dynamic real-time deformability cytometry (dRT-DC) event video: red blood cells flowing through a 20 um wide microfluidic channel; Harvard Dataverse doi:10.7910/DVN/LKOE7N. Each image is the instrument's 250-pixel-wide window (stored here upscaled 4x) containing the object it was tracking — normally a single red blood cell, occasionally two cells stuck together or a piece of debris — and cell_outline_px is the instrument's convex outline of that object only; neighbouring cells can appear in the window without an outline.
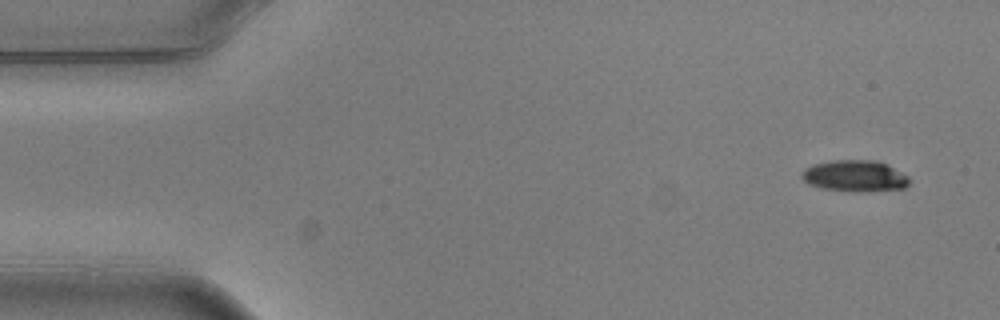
{"species": "common noctule bat (a hibernating species)", "species_latin": "Nyctalus noctula", "temperature_condition": "warm", "stored_images_in_passage": 5, "camera_frame_rate_fps": 3000, "um_per_image_px": 0.085, "animal": {"sex": "male", "body_mass_g": 20.5, "forearm_length_mm": 52.5}, "frame": {"image": 1, "passage_image": 1, "time_ms": 0.0, "image_size_px": [1000, 320], "cell_outline_px": [[908, 184], [904, 188], [868, 192], [852, 192], [820, 188], [808, 184], [800, 176], [804, 168], [812, 164], [832, 160], [876, 160], [888, 164], [908, 176]], "centroid_in_image_um": [72.64, 14.96], "position_along_channel_um": 12.4, "area_um2": 20.0}}
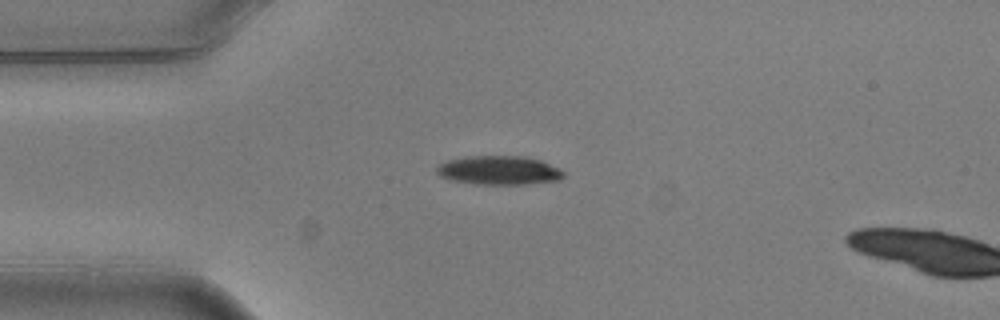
{"frame": {"image": 2, "passage_image": 4, "time_ms": 1.0, "image_size_px": [1000, 320], "cell_outline_px": [[564, 176], [560, 180], [524, 184], [476, 184], [452, 180], [440, 176], [436, 172], [436, 168], [440, 164], [448, 160], [464, 156], [524, 156], [540, 160], [560, 168], [564, 172]], "centroid_in_image_um": [42.42, 14.47], "position_along_channel_um": 42.6, "area_um2": 21.39}}